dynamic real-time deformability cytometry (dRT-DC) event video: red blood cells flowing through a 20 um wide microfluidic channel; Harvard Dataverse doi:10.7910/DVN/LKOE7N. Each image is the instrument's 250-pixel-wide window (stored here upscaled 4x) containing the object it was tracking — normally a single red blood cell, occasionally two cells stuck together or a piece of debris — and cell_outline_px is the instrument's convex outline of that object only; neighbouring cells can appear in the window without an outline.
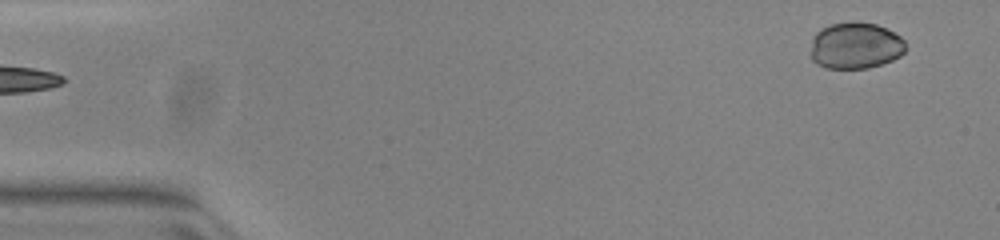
{"species": "common noctule bat (a hibernating species)", "species_latin": "Nyctalus noctula", "temperature_condition": "warm", "stored_images_in_passage": 42, "camera_frame_rate_fps": 3000, "um_per_image_px": 0.085, "animal": {"sex": "female", "body_mass_g": 23.0, "forearm_length_mm": 53.4}, "frame": {"image": 1, "passage_image": 1, "time_ms": 0.0, "image_size_px": [1000, 240], "cell_outline_px": [[904, 52], [900, 56], [892, 60], [868, 68], [824, 68], [816, 64], [812, 60], [812, 36], [820, 28], [832, 24], [876, 24], [888, 28], [900, 36], [904, 40]], "centroid_in_image_um": [72.7, 3.91], "position_along_channel_um": 12.3, "area_um2": 25.37}}
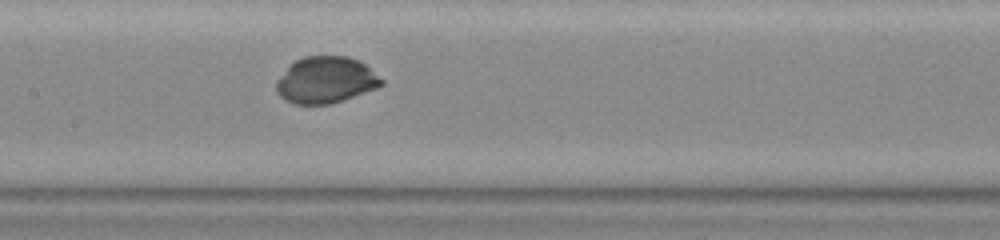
{"frame": {"image": 2, "passage_image": 23, "time_ms": 7.333, "image_size_px": [1000, 240], "cell_outline_px": [[384, 84], [376, 88], [328, 104], [296, 104], [284, 100], [276, 92], [276, 80], [296, 60], [304, 56], [348, 56], [360, 60], [384, 80]], "centroid_in_image_um": [27.69, 6.79], "position_along_channel_um": 179.7, "area_um2": 28.26}}
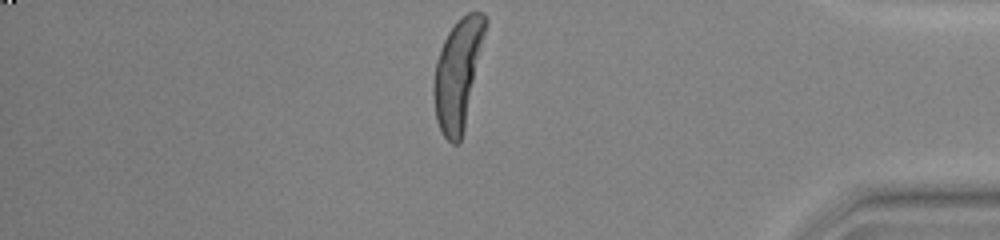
{"frame": {"image": 3, "passage_image": 42, "time_ms": 13.667, "image_size_px": [1000, 240], "cell_outline_px": [[488, 24], [464, 128], [460, 140], [456, 144], [452, 144], [444, 136], [436, 120], [432, 92], [432, 88], [436, 60], [440, 48], [448, 32], [468, 12], [484, 12], [488, 20]], "centroid_in_image_um": [38.92, 6.25], "position_along_channel_um": 396.3, "area_um2": 32.83}, "authors_computed_cell_mechanics": {"area_um2": 28.9578, "velocity_mm_per_s": 3.9615, "shape_relaxation_time_tau1_ms": 2.2633, "shape_relaxation_time_tau2_ms": null, "deformation_change_tau1": 0.0862, "deformation_change_tau2": null}}